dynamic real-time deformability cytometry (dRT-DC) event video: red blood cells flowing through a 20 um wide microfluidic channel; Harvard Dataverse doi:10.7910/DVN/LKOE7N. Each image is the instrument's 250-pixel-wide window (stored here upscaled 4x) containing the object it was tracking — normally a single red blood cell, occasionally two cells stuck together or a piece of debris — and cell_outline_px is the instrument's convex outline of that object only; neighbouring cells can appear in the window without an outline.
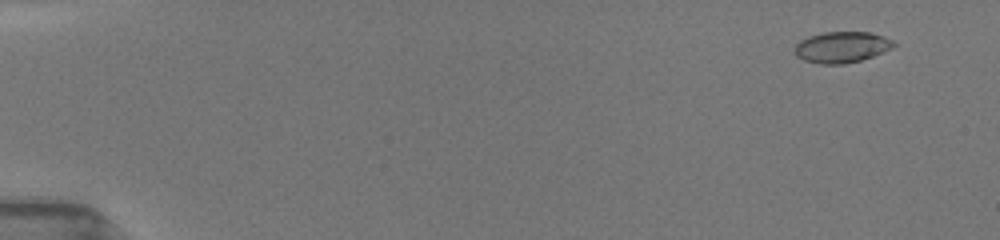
{"species": "common noctule bat (a hibernating species)", "species_latin": "Nyctalus noctula", "temperature_condition": "room temperature", "stored_images_in_passage": 63, "camera_frame_rate_fps": 3000, "um_per_image_px": 0.085, "animal": {"sex": "female", "body_mass_g": 19.5, "forearm_length_mm": 54.1}, "frame": {"image": 1, "passage_image": 4, "time_ms": 1.0, "image_size_px": [1000, 240], "cell_outline_px": [[896, 44], [892, 48], [884, 52], [860, 60], [844, 64], [820, 64], [804, 60], [796, 56], [792, 52], [796, 44], [800, 40], [808, 36], [824, 32], [872, 32], [884, 36], [892, 40]], "centroid_in_image_um": [71.52, 4.0], "position_along_channel_um": 13.5, "area_um2": 18.09}}
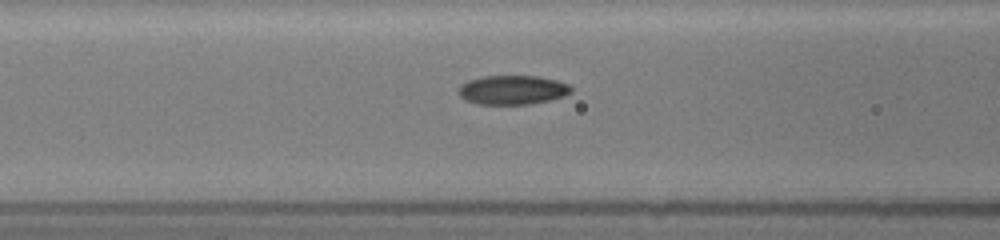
{"frame": {"image": 2, "passage_image": 27, "time_ms": 7.333, "image_size_px": [1000, 240], "cell_outline_px": [[572, 92], [564, 96], [552, 100], [532, 104], [476, 104], [464, 100], [460, 96], [460, 84], [468, 80], [484, 76], [540, 76], [556, 80], [568, 84], [572, 88]], "centroid_in_image_um": [43.58, 7.65], "position_along_channel_um": 123.0, "area_um2": 19.31}}
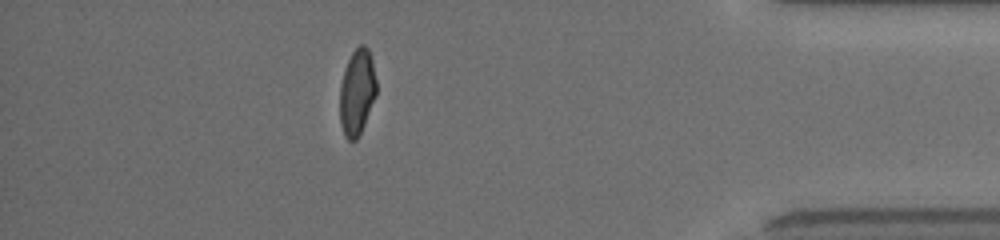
{"frame": {"image": 3, "passage_image": 55, "time_ms": 15.333, "image_size_px": [1000, 240], "cell_outline_px": [[376, 96], [360, 136], [356, 140], [348, 140], [344, 136], [340, 124], [340, 84], [348, 60], [352, 52], [360, 44], [364, 44], [368, 48], [372, 60], [376, 80]], "centroid_in_image_um": [30.35, 7.86], "position_along_channel_um": 404.9, "area_um2": 18.5}, "authors_computed_cell_mechanics": {"area_um2": 18.496, "velocity_mm_per_s": 3.9773, "shape_relaxation_time_tau1_ms": 4.3344, "shape_relaxation_time_tau2_ms": 1.8232, "deformation_change_tau1": 0.1658, "deformation_change_tau2": 0.0415}}